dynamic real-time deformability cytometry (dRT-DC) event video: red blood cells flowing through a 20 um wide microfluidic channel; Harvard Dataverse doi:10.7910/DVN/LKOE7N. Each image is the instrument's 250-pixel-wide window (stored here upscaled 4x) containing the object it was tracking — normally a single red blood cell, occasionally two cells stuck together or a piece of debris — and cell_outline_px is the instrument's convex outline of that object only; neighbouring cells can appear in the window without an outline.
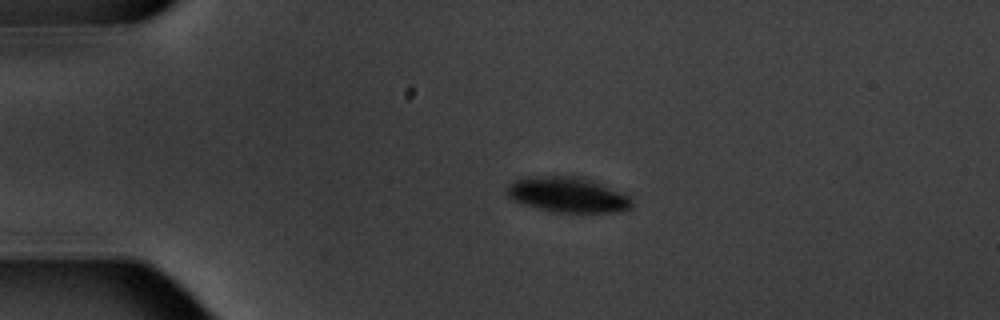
{"species": "common noctule bat (a hibernating species)", "species_latin": "Nyctalus noctula", "temperature_condition": "warm", "stored_images_in_passage": 4, "camera_frame_rate_fps": 3000, "um_per_image_px": 0.085, "animal": {"sex": "male", "body_mass_g": 20.1, "forearm_length_mm": 53.5}, "frame": {"image": 1, "passage_image": 3, "time_ms": 2.333, "image_size_px": [1000, 320], "cell_outline_px": [[632, 208], [616, 212], [556, 212], [520, 204], [512, 200], [504, 192], [504, 188], [512, 180], [528, 176], [584, 176], [628, 196], [632, 204]], "centroid_in_image_um": [48.16, 16.54], "position_along_channel_um": 36.8, "area_um2": 25.95}}